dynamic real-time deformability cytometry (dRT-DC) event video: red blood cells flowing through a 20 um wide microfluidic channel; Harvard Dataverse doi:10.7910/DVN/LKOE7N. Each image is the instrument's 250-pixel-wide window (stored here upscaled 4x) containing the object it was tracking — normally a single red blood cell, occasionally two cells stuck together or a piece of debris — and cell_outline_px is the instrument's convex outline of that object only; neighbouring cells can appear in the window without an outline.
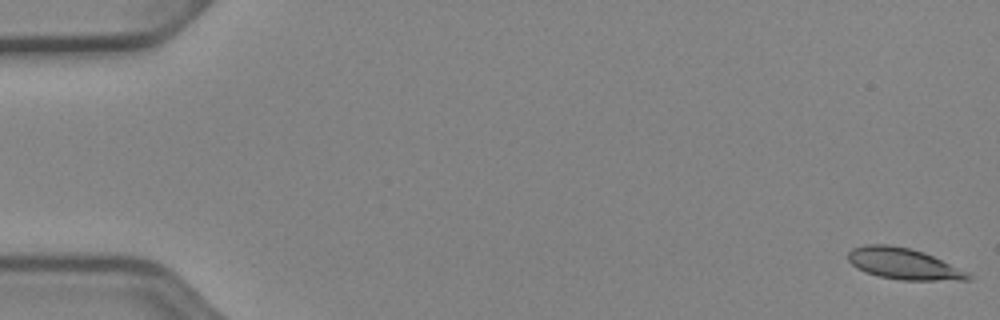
{"species": "Egyptian fruit bat (a non-hibernating species)", "species_latin": "Rousettus aegyptiacus", "temperature_condition": "cold", "stored_images_in_passage": 52, "camera_frame_rate_fps": 3000, "um_per_image_px": 0.085, "animal": {"sex": "female"}, "frame": {"image": 1, "passage_image": 1, "time_ms": 0.0, "image_size_px": [1000, 320], "cell_outline_px": [[972, 280], [900, 280], [880, 276], [856, 268], [848, 260], [848, 252], [852, 248], [864, 244], [888, 244], [912, 248], [924, 252], [968, 272], [972, 276]], "centroid_in_image_um": [76.8, 22.41], "position_along_channel_um": 8.2, "area_um2": 21.85}}
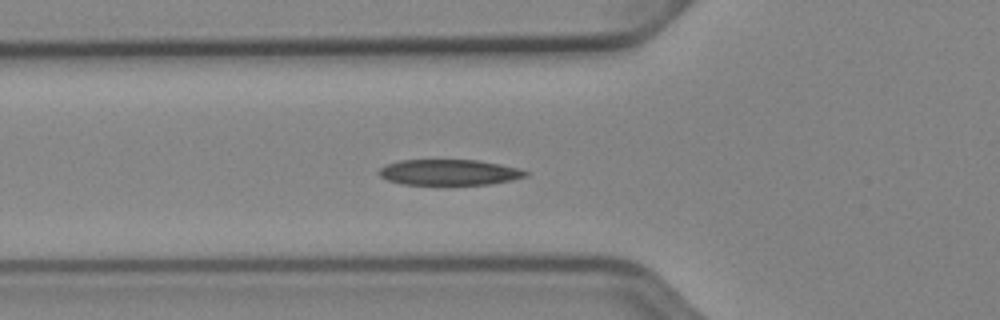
{"frame": {"image": 2, "passage_image": 19, "time_ms": 6.0, "image_size_px": [1000, 320], "cell_outline_px": [[528, 176], [512, 180], [488, 184], [400, 184], [388, 180], [380, 176], [376, 172], [380, 168], [388, 164], [400, 160], [480, 160], [520, 168], [528, 172]], "centroid_in_image_um": [38.19, 14.64], "position_along_channel_um": 87.6, "area_um2": 21.96}}
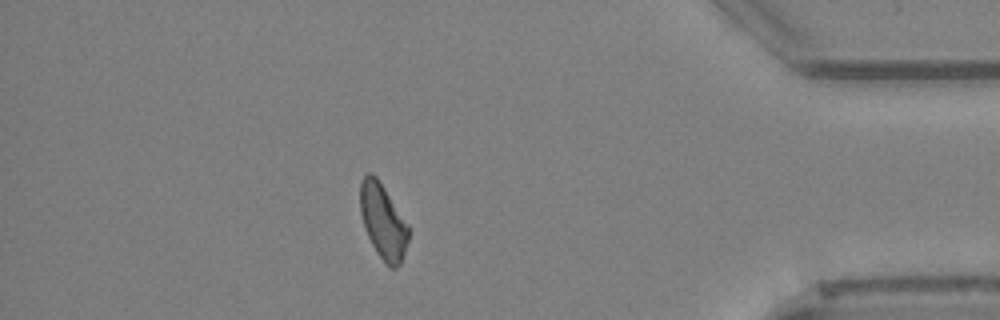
{"frame": {"image": 3, "passage_image": 46, "time_ms": 15.0, "image_size_px": [1000, 320], "cell_outline_px": [[408, 240], [400, 264], [396, 268], [388, 268], [376, 252], [364, 228], [360, 212], [360, 180], [368, 172], [372, 172], [376, 176], [408, 224]], "centroid_in_image_um": [32.53, 18.82], "position_along_channel_um": 402.7, "area_um2": 21.04}, "authors_computed_cell_mechanics": {"area_um2": 21.8484, "velocity_mm_per_s": 3.9295, "shape_relaxation_time_tau1_ms": 6.2757, "shape_relaxation_time_tau2_ms": 7.1379, "deformation_change_tau1": 0.182, "deformation_change_tau2": 0.1477}}